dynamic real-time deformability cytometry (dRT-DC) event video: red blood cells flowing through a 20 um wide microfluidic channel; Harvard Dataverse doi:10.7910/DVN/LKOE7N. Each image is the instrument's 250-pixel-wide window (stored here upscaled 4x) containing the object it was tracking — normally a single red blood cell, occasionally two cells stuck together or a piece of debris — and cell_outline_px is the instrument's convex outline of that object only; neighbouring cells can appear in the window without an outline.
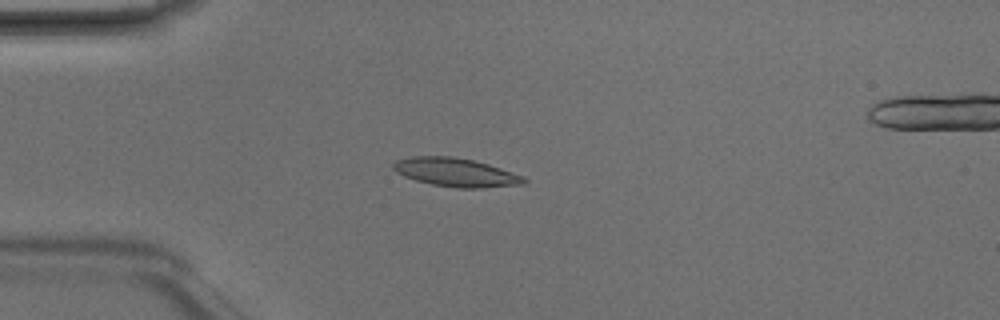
{"species": "Egyptian fruit bat (a non-hibernating species)", "species_latin": "Rousettus aegyptiacus", "temperature_condition": "room temperature", "stored_images_in_passage": 5, "camera_frame_rate_fps": 3000, "um_per_image_px": 0.085, "animal": {"sex": "male"}, "frame": {"image": 1, "passage_image": 4, "time_ms": 1.0, "image_size_px": [1000, 320], "cell_outline_px": [[528, 180], [524, 184], [484, 188], [456, 188], [432, 184], [416, 180], [404, 176], [396, 172], [392, 168], [392, 164], [396, 160], [412, 156], [452, 156], [472, 160], [488, 164], [524, 176]], "centroid_in_image_um": [38.74, 14.65], "position_along_channel_um": 46.3, "area_um2": 21.79}}